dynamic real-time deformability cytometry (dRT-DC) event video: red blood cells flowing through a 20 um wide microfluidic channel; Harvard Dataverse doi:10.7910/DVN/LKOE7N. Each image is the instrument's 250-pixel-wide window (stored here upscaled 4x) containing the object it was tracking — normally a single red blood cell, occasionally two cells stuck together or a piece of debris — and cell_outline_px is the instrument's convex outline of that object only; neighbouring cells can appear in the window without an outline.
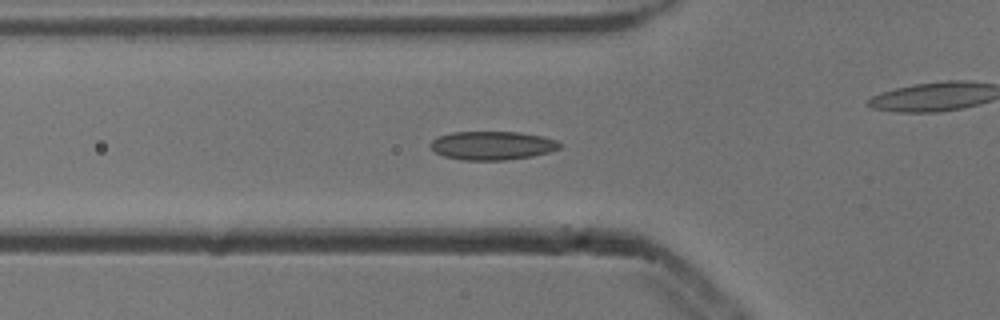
{"species": "common noctule bat (a hibernating species)", "species_latin": "Nyctalus noctula", "temperature_condition": "cold", "stored_images_in_passage": 7, "camera_frame_rate_fps": 3000, "um_per_image_px": 0.085, "animal": {"sex": "male", "body_mass_g": 13.3}, "frame": {"image": 1, "passage_image": 2, "time_ms": 0.333, "image_size_px": [1000, 320], "cell_outline_px": [[564, 144], [560, 148], [548, 152], [532, 156], [504, 160], [460, 160], [444, 156], [436, 152], [428, 144], [436, 136], [452, 132], [520, 132], [540, 136], [556, 140]], "centroid_in_image_um": [41.82, 12.36], "position_along_channel_um": 84.0, "area_um2": 21.62}}
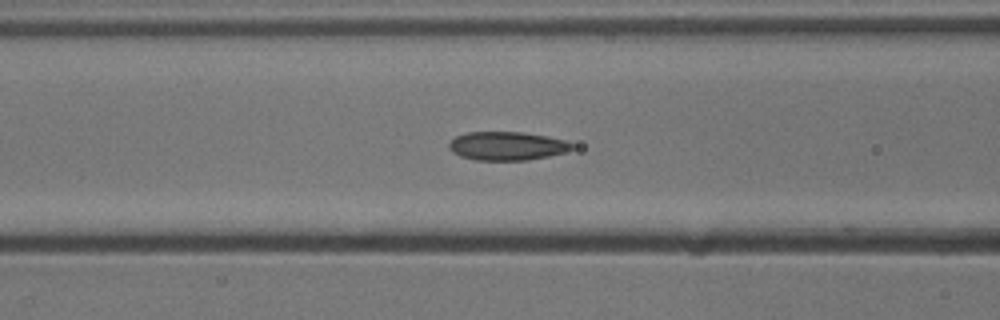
{"frame": {"image": 2, "passage_image": 5, "time_ms": 1.333, "image_size_px": [1000, 320], "cell_outline_px": [[576, 148], [564, 152], [548, 156], [528, 160], [476, 160], [460, 156], [452, 152], [448, 148], [448, 144], [456, 136], [468, 132], [524, 132], [564, 140], [576, 144]], "centroid_in_image_um": [43.1, 12.41], "position_along_channel_um": 123.5, "area_um2": 20.52}}